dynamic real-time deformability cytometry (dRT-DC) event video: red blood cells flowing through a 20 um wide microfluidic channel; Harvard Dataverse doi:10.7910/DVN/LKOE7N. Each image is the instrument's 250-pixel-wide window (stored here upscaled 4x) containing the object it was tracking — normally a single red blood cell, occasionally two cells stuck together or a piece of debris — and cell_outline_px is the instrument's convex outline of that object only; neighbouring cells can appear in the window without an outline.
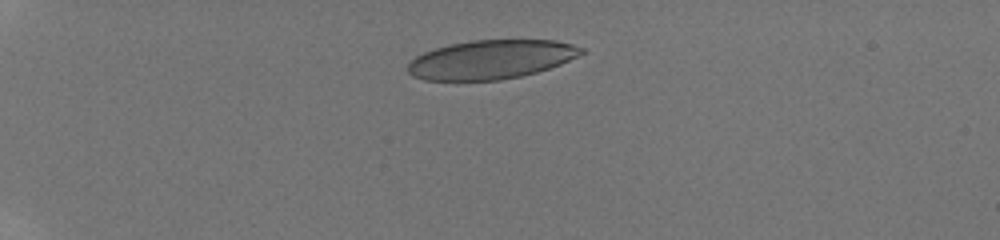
{"species": "human", "species_latin": "Homo sapiens", "temperature_condition": "room temperature", "stored_images_in_passage": 18, "camera_frame_rate_fps": 3000, "um_per_image_px": 0.085, "donor": {"sex": "male"}, "frame": {"image": 1, "passage_image": 1, "time_ms": 0.0, "image_size_px": [1000, 240], "cell_outline_px": [[584, 52], [560, 64], [536, 72], [520, 76], [500, 80], [424, 80], [412, 76], [408, 72], [408, 64], [416, 56], [424, 52], [436, 48], [452, 44], [472, 40], [556, 40], [572, 44], [584, 48]], "centroid_in_image_um": [41.73, 5.06], "position_along_channel_um": 43.3, "area_um2": 39.07}}
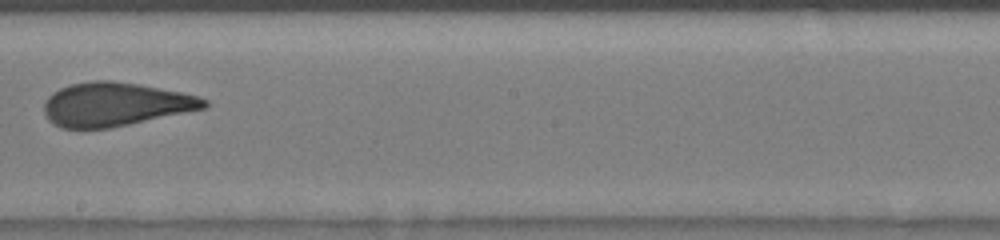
{"frame": {"image": 2, "passage_image": 7, "time_ms": 6.333, "image_size_px": [1000, 240], "cell_outline_px": [[208, 108], [108, 128], [60, 128], [48, 120], [44, 112], [44, 100], [52, 92], [68, 84], [92, 80], [112, 80], [140, 84], [180, 92], [196, 96], [208, 100]], "centroid_in_image_um": [9.77, 8.86], "position_along_channel_um": 238.4, "area_um2": 40.86}}
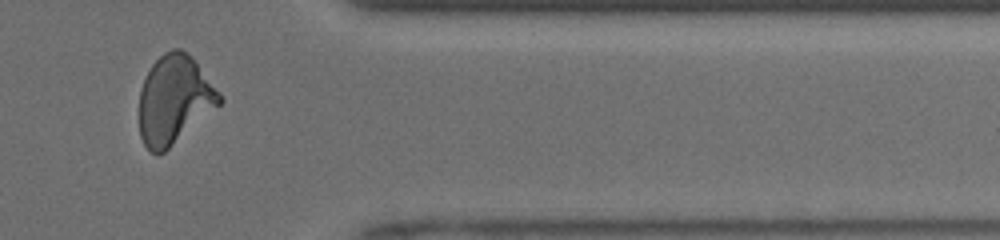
{"frame": {"image": 3, "passage_image": 14, "time_ms": 10.333, "image_size_px": [1000, 240], "cell_outline_px": [[224, 100], [220, 104], [164, 152], [156, 156], [144, 144], [140, 136], [140, 88], [152, 64], [164, 52], [172, 48], [180, 48], [188, 52], [220, 92]], "centroid_in_image_um": [14.81, 8.46], "position_along_channel_um": 396.6, "area_um2": 41.1}, "authors_computed_cell_mechanics": {"area_um2": 40.5467, "velocity_mm_per_s": 4.1588, "shape_relaxation_time_tau1_ms": 4.223, "shape_relaxation_time_tau2_ms": 0.8682, "deformation_change_tau1": 0.1748, "deformation_change_tau2": 0.075}}